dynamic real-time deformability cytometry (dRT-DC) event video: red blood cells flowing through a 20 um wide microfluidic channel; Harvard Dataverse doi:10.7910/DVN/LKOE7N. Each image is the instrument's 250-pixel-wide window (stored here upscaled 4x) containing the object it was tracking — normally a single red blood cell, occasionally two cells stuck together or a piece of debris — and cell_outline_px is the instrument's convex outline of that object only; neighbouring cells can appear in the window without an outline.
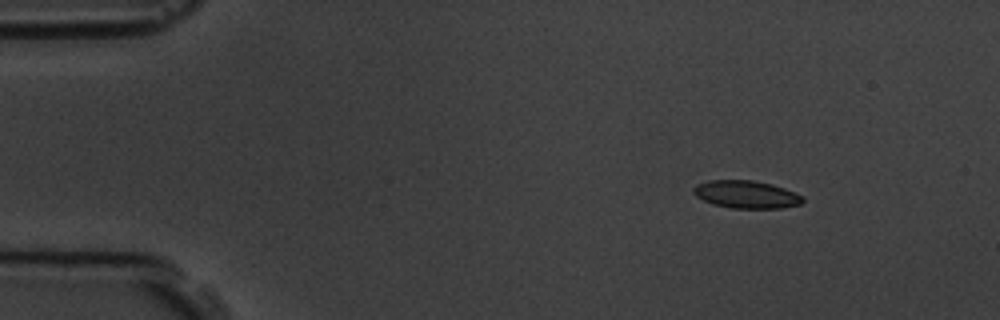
{"species": "common noctule bat (a hibernating species)", "species_latin": "Nyctalus noctula", "temperature_condition": "room temperature", "stored_images_in_passage": 6, "camera_frame_rate_fps": 3000, "um_per_image_px": 0.085, "animal": {"sex": "male", "body_mass_g": 19.5, "forearm_length_mm": 54.6}, "frame": {"image": 1, "passage_image": 1, "time_ms": 0.0, "image_size_px": [1000, 320], "cell_outline_px": [[804, 200], [800, 204], [780, 208], [732, 208], [712, 204], [696, 196], [692, 192], [692, 188], [696, 184], [708, 180], [752, 180], [772, 184], [784, 188], [804, 196]], "centroid_in_image_um": [63.41, 16.52], "position_along_channel_um": 21.6, "area_um2": 17.69}}
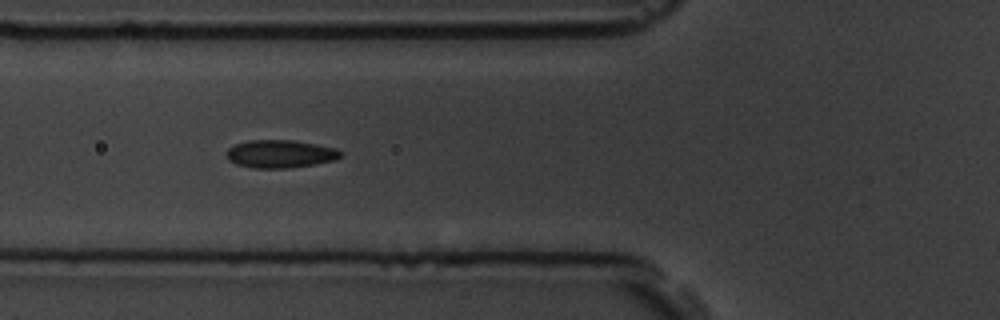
{"frame": {"image": 2, "passage_image": 5, "time_ms": 4.333, "image_size_px": [1000, 320], "cell_outline_px": [[340, 156], [336, 160], [316, 164], [288, 168], [252, 168], [236, 164], [228, 160], [224, 152], [228, 148], [236, 144], [248, 140], [292, 140], [316, 144], [336, 148], [340, 152]], "centroid_in_image_um": [23.78, 13.08], "position_along_channel_um": 102.0, "area_um2": 18.67}}
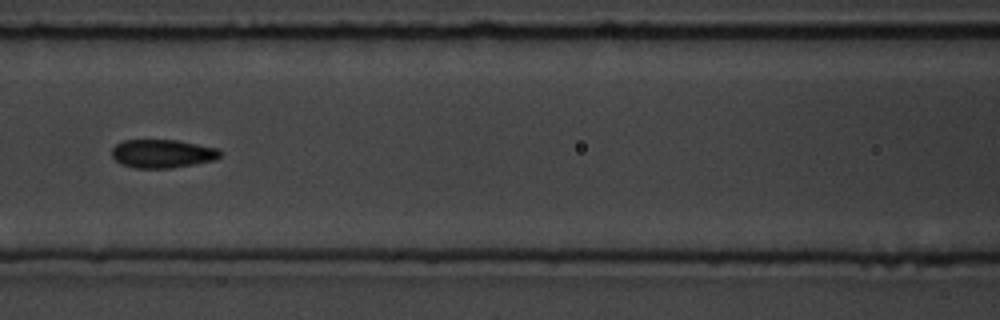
{"frame": {"image": 3, "passage_image": 6, "time_ms": 5.667, "image_size_px": [1000, 320], "cell_outline_px": [[220, 156], [216, 160], [172, 168], [136, 168], [120, 164], [112, 156], [112, 148], [116, 144], [124, 140], [176, 140], [216, 148], [220, 152]], "centroid_in_image_um": [13.78, 13.06], "position_along_channel_um": 152.8, "area_um2": 17.86}}